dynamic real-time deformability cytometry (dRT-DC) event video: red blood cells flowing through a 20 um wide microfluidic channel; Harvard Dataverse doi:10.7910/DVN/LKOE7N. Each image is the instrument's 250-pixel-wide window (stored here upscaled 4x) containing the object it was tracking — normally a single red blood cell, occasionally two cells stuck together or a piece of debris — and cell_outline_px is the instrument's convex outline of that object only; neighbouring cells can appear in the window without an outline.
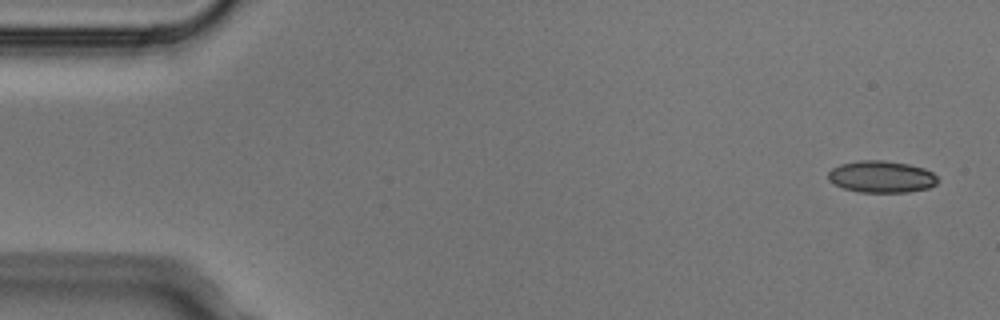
{"species": "Egyptian fruit bat (a non-hibernating species)", "species_latin": "Rousettus aegyptiacus", "temperature_condition": "cold", "stored_images_in_passage": 8, "camera_frame_rate_fps": 3000, "um_per_image_px": 0.085, "animal": {"sex": "male"}, "frame": {"image": 1, "passage_image": 1, "time_ms": 0.0, "image_size_px": [1000, 320], "cell_outline_px": [[940, 180], [936, 184], [928, 188], [908, 192], [860, 192], [844, 188], [828, 180], [828, 172], [832, 168], [840, 164], [860, 160], [880, 160], [908, 164], [924, 168], [932, 172]], "centroid_in_image_um": [74.93, 15.02], "position_along_channel_um": 10.1, "area_um2": 20.29}}
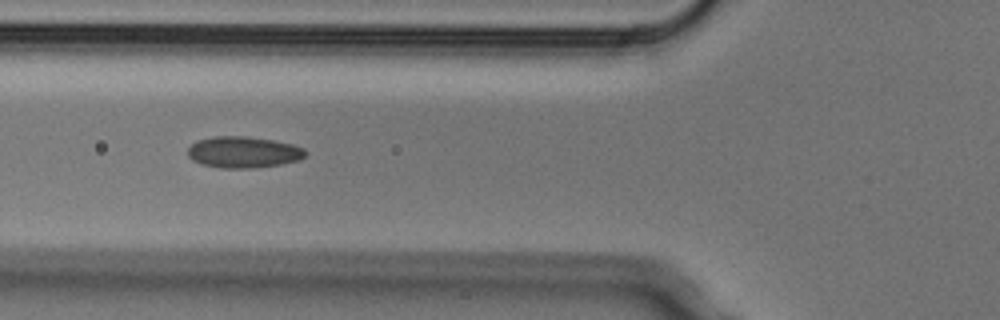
{"frame": {"image": 2, "passage_image": 6, "time_ms": 1.667, "image_size_px": [1000, 320], "cell_outline_px": [[308, 152], [300, 160], [280, 164], [252, 168], [220, 168], [200, 164], [192, 160], [188, 156], [188, 148], [196, 140], [212, 136], [248, 136], [272, 140], [292, 144], [304, 148]], "centroid_in_image_um": [20.67, 12.93], "position_along_channel_um": 105.1, "area_um2": 21.68}}
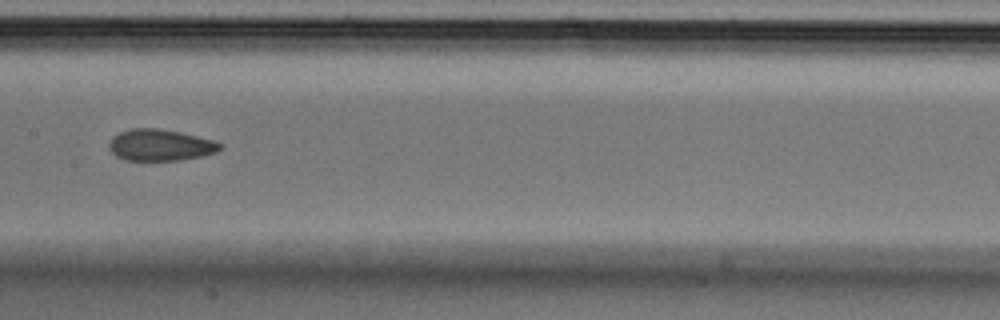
{"frame": {"image": 3, "passage_image": 8, "time_ms": 2.333, "image_size_px": [1000, 320], "cell_outline_px": [[220, 148], [216, 152], [200, 156], [180, 160], [124, 160], [116, 156], [108, 148], [108, 144], [112, 136], [120, 132], [132, 128], [156, 128], [180, 132], [216, 140], [220, 144]], "centroid_in_image_um": [13.59, 12.32], "position_along_channel_um": 193.8, "area_um2": 20.35}}